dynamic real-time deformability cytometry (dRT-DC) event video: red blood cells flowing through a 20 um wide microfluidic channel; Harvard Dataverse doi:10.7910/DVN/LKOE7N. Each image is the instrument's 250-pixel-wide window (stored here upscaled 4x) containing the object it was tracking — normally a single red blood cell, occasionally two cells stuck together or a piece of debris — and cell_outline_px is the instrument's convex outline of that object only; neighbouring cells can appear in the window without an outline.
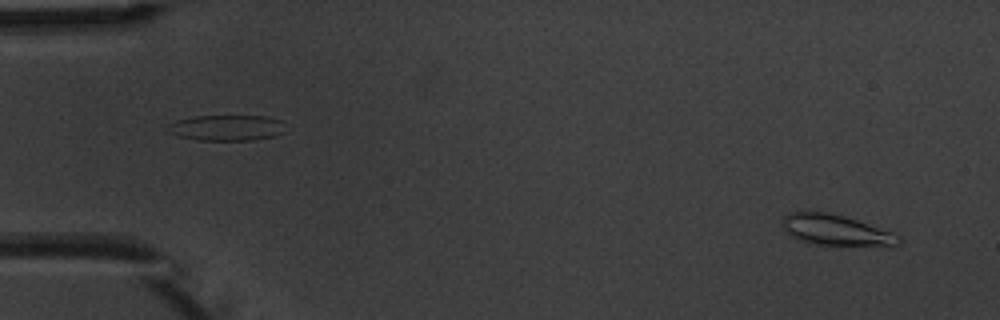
{"species": "common noctule bat (a hibernating species)", "species_latin": "Nyctalus noctula", "temperature_condition": "warm", "stored_images_in_passage": 9, "camera_frame_rate_fps": 3000, "um_per_image_px": 0.085, "animal": {"sex": "male", "body_mass_g": 20.1, "forearm_length_mm": 53.5}, "frame": {"image": 1, "passage_image": 2, "time_ms": 1.0, "image_size_px": [1000, 320], "cell_outline_px": [[904, 240], [900, 244], [816, 244], [792, 236], [784, 228], [780, 220], [784, 216], [792, 212], [828, 212], [844, 216], [892, 232], [900, 236]], "centroid_in_image_um": [71.02, 19.52], "position_along_channel_um": 14.0, "area_um2": 19.94}}
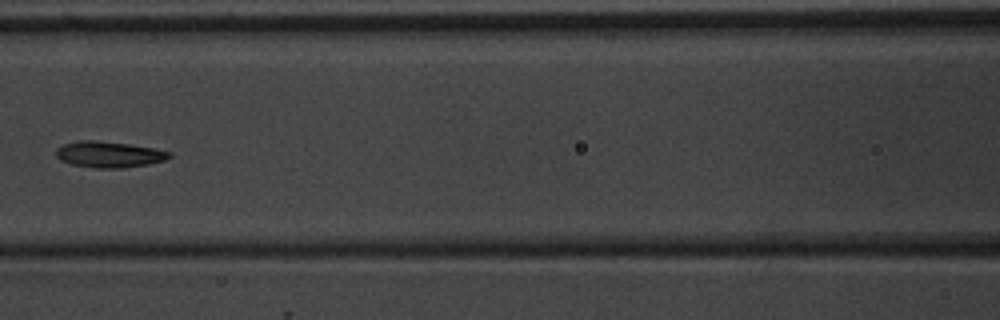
{"frame": {"image": 2, "passage_image": 8, "time_ms": 8.0, "image_size_px": [1000, 320], "cell_outline_px": [[172, 156], [164, 160], [148, 164], [120, 168], [96, 168], [72, 164], [60, 160], [56, 156], [56, 148], [64, 144], [80, 140], [96, 140], [128, 144], [152, 148], [172, 152]], "centroid_in_image_um": [9.25, 13.12], "position_along_channel_um": 157.4, "area_um2": 17.11}}
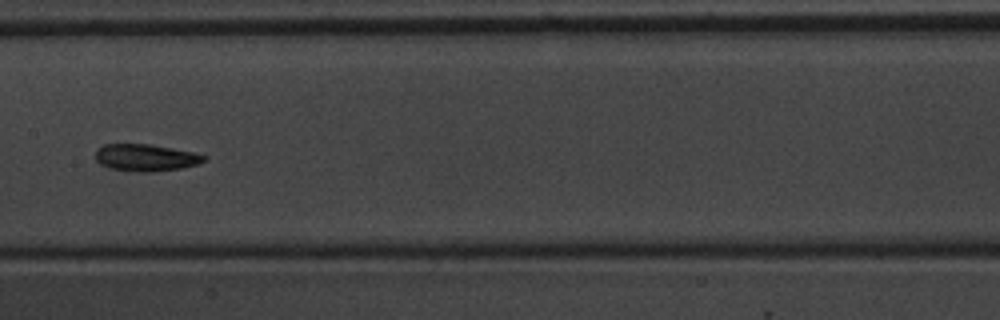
{"frame": {"image": 3, "passage_image": 9, "time_ms": 9.0, "image_size_px": [1000, 320], "cell_outline_px": [[208, 156], [200, 164], [180, 168], [152, 172], [140, 172], [108, 168], [100, 164], [96, 160], [96, 148], [104, 144], [148, 144], [172, 148], [192, 152]], "centroid_in_image_um": [12.37, 13.4], "position_along_channel_um": 195.0, "area_um2": 17.11}}